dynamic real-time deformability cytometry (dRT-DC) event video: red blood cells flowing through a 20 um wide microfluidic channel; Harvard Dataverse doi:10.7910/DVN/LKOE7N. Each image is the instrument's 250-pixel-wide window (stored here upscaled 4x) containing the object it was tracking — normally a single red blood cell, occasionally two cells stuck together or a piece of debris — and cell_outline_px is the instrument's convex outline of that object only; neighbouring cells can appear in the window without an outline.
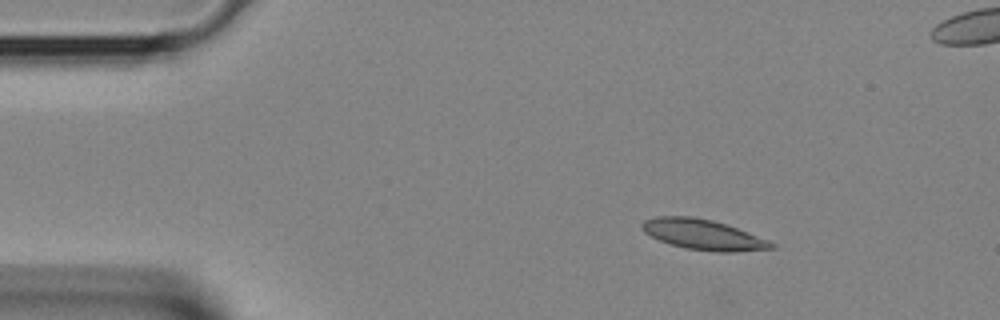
{"species": "Egyptian fruit bat (a non-hibernating species)", "species_latin": "Rousettus aegyptiacus", "temperature_condition": "room temperature", "stored_images_in_passage": 34, "segment_of_instrument_passage": [1, 2], "camera_frame_rate_fps": 3000, "um_per_image_px": 0.085, "animal": {"sex": "female"}, "frame": {"image": 1, "passage_image": 1, "time_ms": 0.0, "image_size_px": [1000, 320], "cell_outline_px": [[776, 248], [736, 252], [716, 252], [684, 248], [660, 240], [644, 232], [640, 228], [640, 224], [644, 220], [656, 216], [692, 216], [712, 220], [736, 228], [768, 240], [776, 244]], "centroid_in_image_um": [59.75, 19.94], "position_along_channel_um": 25.2, "area_um2": 22.77}}
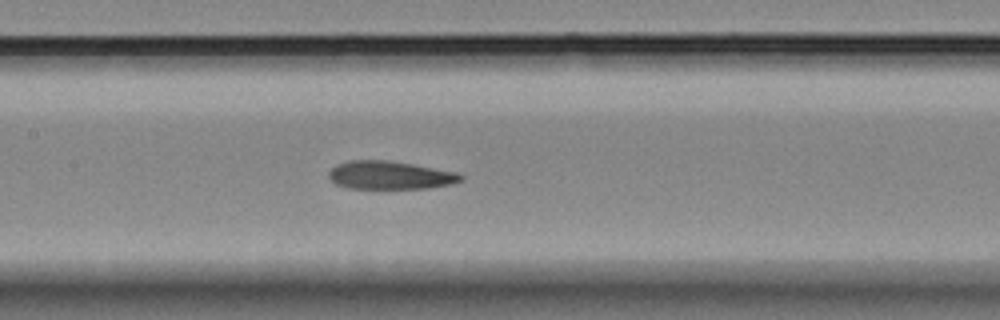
{"frame": {"image": 2, "passage_image": 13, "time_ms": 4.0, "image_size_px": [1000, 320], "cell_outline_px": [[464, 180], [452, 184], [428, 188], [348, 188], [336, 184], [328, 176], [328, 172], [336, 164], [348, 160], [388, 160], [412, 164], [456, 172], [464, 176]], "centroid_in_image_um": [33.15, 14.89], "position_along_channel_um": 174.3, "area_um2": 21.68}}
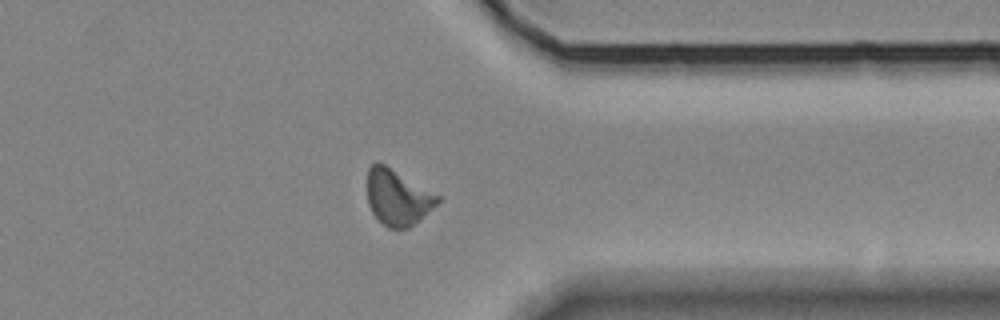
{"frame": {"image": 3, "passage_image": 25, "time_ms": 8.0, "image_size_px": [1000, 320], "cell_outline_px": [[440, 200], [420, 220], [408, 228], [388, 228], [372, 212], [368, 204], [368, 168], [376, 160], [384, 164], [440, 196]], "centroid_in_image_um": [33.78, 16.77], "position_along_channel_um": 377.6, "area_um2": 22.48}}